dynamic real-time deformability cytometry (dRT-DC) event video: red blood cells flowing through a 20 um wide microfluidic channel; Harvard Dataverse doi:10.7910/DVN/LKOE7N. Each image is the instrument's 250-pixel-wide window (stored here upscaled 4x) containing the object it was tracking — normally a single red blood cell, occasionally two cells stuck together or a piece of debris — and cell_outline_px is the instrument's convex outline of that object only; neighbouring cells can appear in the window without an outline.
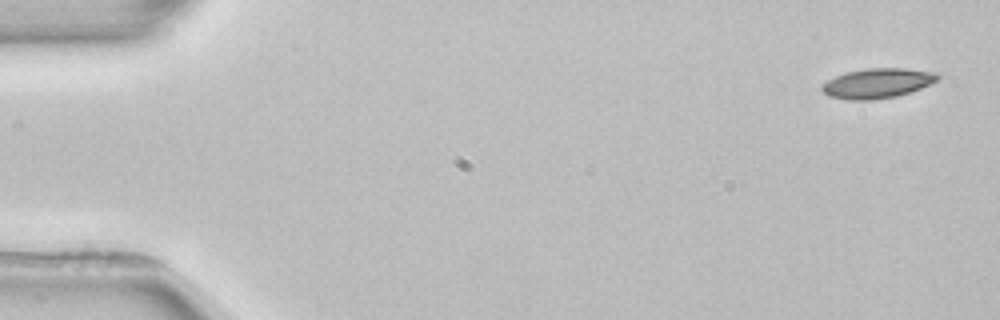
{"species": "common noctule bat (a hibernating species)", "species_latin": "Nyctalus noctula", "temperature_condition": "room temperature", "stored_images_in_passage": 6, "camera_frame_rate_fps": 3000, "um_per_image_px": 0.085, "animal": {"sex": "female", "body_mass_g": 22.7, "forearm_length_mm": 54.2}, "frame": {"image": 1, "passage_image": 1, "time_ms": 0.0, "image_size_px": [1000, 320], "cell_outline_px": [[940, 76], [936, 80], [920, 88], [896, 96], [872, 100], [848, 100], [828, 96], [820, 88], [820, 84], [836, 76], [848, 72], [868, 68], [904, 68], [936, 72]], "centroid_in_image_um": [74.53, 7.08], "position_along_channel_um": 10.5, "area_um2": 19.94}}